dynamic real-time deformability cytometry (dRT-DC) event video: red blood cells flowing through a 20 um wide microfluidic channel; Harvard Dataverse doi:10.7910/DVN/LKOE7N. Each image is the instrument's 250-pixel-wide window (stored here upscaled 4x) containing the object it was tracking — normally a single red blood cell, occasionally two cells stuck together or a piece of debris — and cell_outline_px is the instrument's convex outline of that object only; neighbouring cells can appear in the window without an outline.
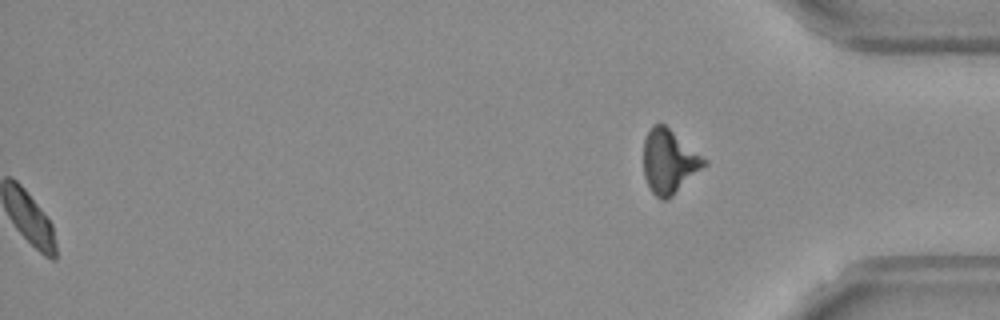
{"species": "Egyptian fruit bat (a non-hibernating species)", "species_latin": "Rousettus aegyptiacus", "temperature_condition": "warm", "stored_images_in_passage": 55, "segment_of_instrument_passage": [2, 2], "camera_frame_rate_fps": 3000, "um_per_image_px": 0.085, "frame": {"image": 1, "passage_image": 55, "time_ms": 18.0, "image_size_px": [1000, 320], "cell_outline_px": [[708, 164], [668, 200], [660, 200], [652, 192], [644, 176], [644, 140], [652, 124], [664, 124], [708, 160]], "centroid_in_image_um": [56.89, 13.74], "position_along_channel_um": 378.3, "area_um2": 22.6}}